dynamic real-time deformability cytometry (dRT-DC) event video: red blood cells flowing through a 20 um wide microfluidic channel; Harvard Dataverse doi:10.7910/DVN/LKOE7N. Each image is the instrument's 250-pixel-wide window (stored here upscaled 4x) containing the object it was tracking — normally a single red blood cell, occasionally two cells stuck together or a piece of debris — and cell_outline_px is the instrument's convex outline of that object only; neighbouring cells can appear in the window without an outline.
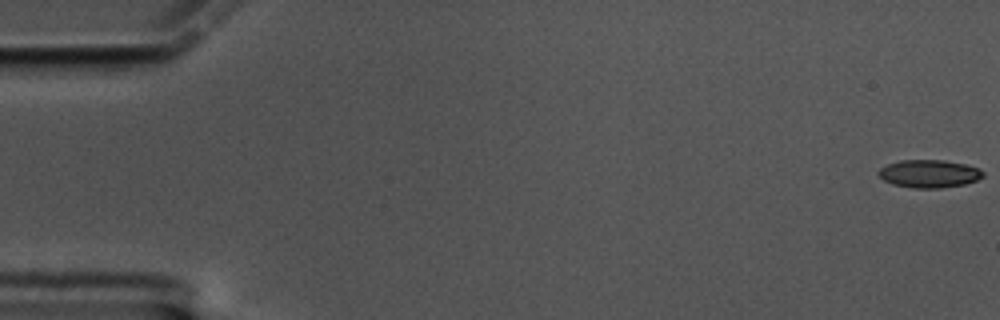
{"species": "common noctule bat (a hibernating species)", "species_latin": "Nyctalus noctula", "temperature_condition": "cold", "stored_images_in_passage": 59, "camera_frame_rate_fps": 3000, "um_per_image_px": 0.085, "animal": {"sex": "male", "body_mass_g": 17.5, "forearm_length_mm": 52.3}, "frame": {"image": 1, "passage_image": 1, "time_ms": 0.0, "image_size_px": [1000, 320], "cell_outline_px": [[984, 176], [976, 180], [964, 184], [940, 188], [912, 188], [892, 184], [884, 180], [876, 172], [880, 168], [888, 164], [900, 160], [944, 160], [964, 164], [980, 168], [984, 172]], "centroid_in_image_um": [78.97, 14.76], "position_along_channel_um": 6.0, "area_um2": 16.99}}
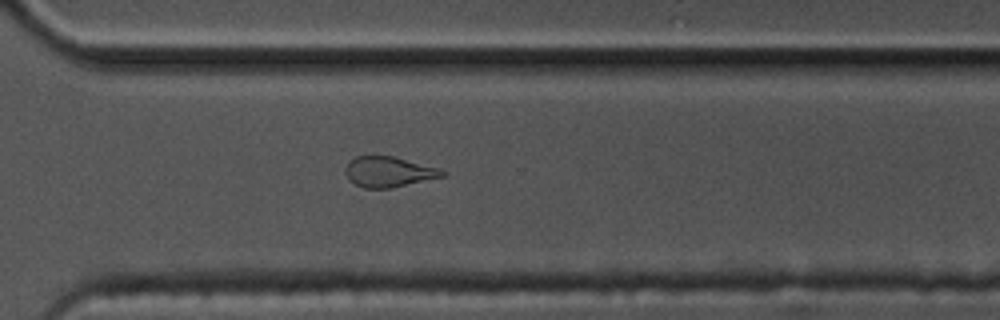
{"frame": {"image": 2, "passage_image": 43, "time_ms": 14.0, "image_size_px": [1000, 320], "cell_outline_px": [[448, 172], [444, 176], [392, 188], [364, 188], [348, 180], [344, 172], [344, 168], [348, 160], [356, 156], [392, 156], [440, 168]], "centroid_in_image_um": [33.01, 14.6], "position_along_channel_um": 337.6, "area_um2": 17.34}}
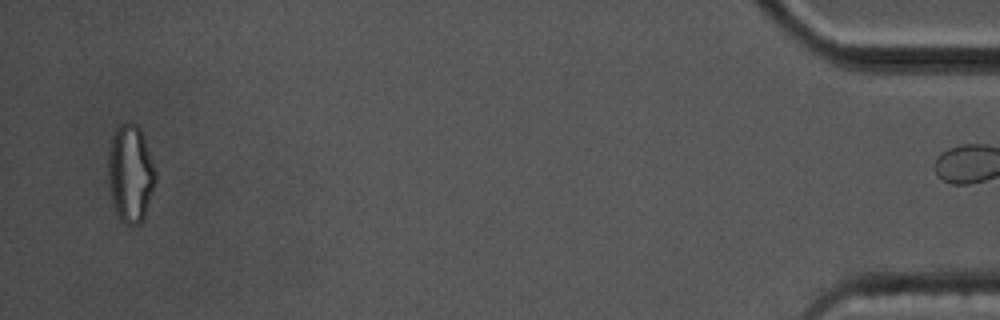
{"frame": {"image": 3, "passage_image": 58, "time_ms": 19.0, "image_size_px": [1000, 320], "cell_outline_px": [[156, 180], [144, 220], [140, 224], [124, 224], [120, 220], [112, 204], [108, 184], [108, 152], [112, 132], [124, 120], [136, 124], [140, 128], [156, 172]], "centroid_in_image_um": [11.06, 14.75], "position_along_channel_um": 424.1, "area_um2": 27.34}, "authors_computed_cell_mechanics": {"area_um2": 17.5712, "velocity_mm_per_s": 3.417, "shape_relaxation_time_tau1_ms": null, "shape_relaxation_time_tau2_ms": 1.8044, "deformation_change_tau1": null, "deformation_change_tau2": 0.0849}}